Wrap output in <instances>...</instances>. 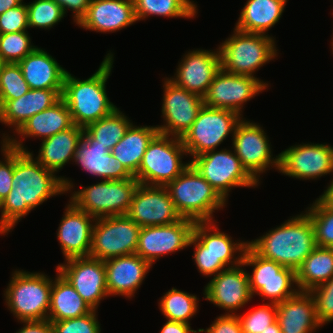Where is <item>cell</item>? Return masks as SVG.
I'll return each mask as SVG.
<instances>
[{"label": "cell", "mask_w": 333, "mask_h": 333, "mask_svg": "<svg viewBox=\"0 0 333 333\" xmlns=\"http://www.w3.org/2000/svg\"><path fill=\"white\" fill-rule=\"evenodd\" d=\"M4 62L2 61L1 59V56H0V68L3 66Z\"/></svg>", "instance_id": "obj_56"}, {"label": "cell", "mask_w": 333, "mask_h": 333, "mask_svg": "<svg viewBox=\"0 0 333 333\" xmlns=\"http://www.w3.org/2000/svg\"><path fill=\"white\" fill-rule=\"evenodd\" d=\"M305 213L313 224L316 246L333 248V208L319 197Z\"/></svg>", "instance_id": "obj_39"}, {"label": "cell", "mask_w": 333, "mask_h": 333, "mask_svg": "<svg viewBox=\"0 0 333 333\" xmlns=\"http://www.w3.org/2000/svg\"><path fill=\"white\" fill-rule=\"evenodd\" d=\"M162 104L163 125H157L158 132L182 139L190 130L200 109L204 105L202 96L175 85L168 78L164 80Z\"/></svg>", "instance_id": "obj_15"}, {"label": "cell", "mask_w": 333, "mask_h": 333, "mask_svg": "<svg viewBox=\"0 0 333 333\" xmlns=\"http://www.w3.org/2000/svg\"><path fill=\"white\" fill-rule=\"evenodd\" d=\"M157 133L156 126L139 127L132 124L122 139L113 147L111 153L135 176L149 142Z\"/></svg>", "instance_id": "obj_34"}, {"label": "cell", "mask_w": 333, "mask_h": 333, "mask_svg": "<svg viewBox=\"0 0 333 333\" xmlns=\"http://www.w3.org/2000/svg\"><path fill=\"white\" fill-rule=\"evenodd\" d=\"M140 230L127 215L96 218L89 256L105 261L135 254Z\"/></svg>", "instance_id": "obj_11"}, {"label": "cell", "mask_w": 333, "mask_h": 333, "mask_svg": "<svg viewBox=\"0 0 333 333\" xmlns=\"http://www.w3.org/2000/svg\"><path fill=\"white\" fill-rule=\"evenodd\" d=\"M73 125L69 108L61 98L50 108L30 117L16 133L22 136V140L30 136L41 137L43 140L67 130Z\"/></svg>", "instance_id": "obj_33"}, {"label": "cell", "mask_w": 333, "mask_h": 333, "mask_svg": "<svg viewBox=\"0 0 333 333\" xmlns=\"http://www.w3.org/2000/svg\"><path fill=\"white\" fill-rule=\"evenodd\" d=\"M262 258L296 271L317 247L313 224L306 213L288 219L265 235L248 241Z\"/></svg>", "instance_id": "obj_2"}, {"label": "cell", "mask_w": 333, "mask_h": 333, "mask_svg": "<svg viewBox=\"0 0 333 333\" xmlns=\"http://www.w3.org/2000/svg\"><path fill=\"white\" fill-rule=\"evenodd\" d=\"M65 261L66 264H58L59 273L93 310H97L100 301L109 296L104 261L91 256L73 257Z\"/></svg>", "instance_id": "obj_17"}, {"label": "cell", "mask_w": 333, "mask_h": 333, "mask_svg": "<svg viewBox=\"0 0 333 333\" xmlns=\"http://www.w3.org/2000/svg\"><path fill=\"white\" fill-rule=\"evenodd\" d=\"M199 330H193L190 324L176 321H166L160 330V333H197Z\"/></svg>", "instance_id": "obj_52"}, {"label": "cell", "mask_w": 333, "mask_h": 333, "mask_svg": "<svg viewBox=\"0 0 333 333\" xmlns=\"http://www.w3.org/2000/svg\"><path fill=\"white\" fill-rule=\"evenodd\" d=\"M299 291H310L333 276V248L316 247L295 271Z\"/></svg>", "instance_id": "obj_35"}, {"label": "cell", "mask_w": 333, "mask_h": 333, "mask_svg": "<svg viewBox=\"0 0 333 333\" xmlns=\"http://www.w3.org/2000/svg\"><path fill=\"white\" fill-rule=\"evenodd\" d=\"M108 53L98 70L89 78L80 80L66 73L61 98L65 101L75 125L85 128L90 123L111 114L117 107L110 102L106 82L114 62Z\"/></svg>", "instance_id": "obj_3"}, {"label": "cell", "mask_w": 333, "mask_h": 333, "mask_svg": "<svg viewBox=\"0 0 333 333\" xmlns=\"http://www.w3.org/2000/svg\"><path fill=\"white\" fill-rule=\"evenodd\" d=\"M23 327L16 333H54L51 321H22Z\"/></svg>", "instance_id": "obj_51"}, {"label": "cell", "mask_w": 333, "mask_h": 333, "mask_svg": "<svg viewBox=\"0 0 333 333\" xmlns=\"http://www.w3.org/2000/svg\"><path fill=\"white\" fill-rule=\"evenodd\" d=\"M66 14L67 9L72 11L74 22L77 24L85 15L91 0H54Z\"/></svg>", "instance_id": "obj_50"}, {"label": "cell", "mask_w": 333, "mask_h": 333, "mask_svg": "<svg viewBox=\"0 0 333 333\" xmlns=\"http://www.w3.org/2000/svg\"><path fill=\"white\" fill-rule=\"evenodd\" d=\"M193 235L206 247L207 252L220 258L228 268L242 264L243 254L248 246L247 241L235 243L232 237L219 231L213 221L195 222ZM237 252L239 255L235 257Z\"/></svg>", "instance_id": "obj_30"}, {"label": "cell", "mask_w": 333, "mask_h": 333, "mask_svg": "<svg viewBox=\"0 0 333 333\" xmlns=\"http://www.w3.org/2000/svg\"><path fill=\"white\" fill-rule=\"evenodd\" d=\"M268 83L249 75H238L220 69L203 97L204 105L227 109L243 116L245 102L267 89Z\"/></svg>", "instance_id": "obj_14"}, {"label": "cell", "mask_w": 333, "mask_h": 333, "mask_svg": "<svg viewBox=\"0 0 333 333\" xmlns=\"http://www.w3.org/2000/svg\"><path fill=\"white\" fill-rule=\"evenodd\" d=\"M196 295L172 288L160 299L159 308L168 321L190 324L189 320L198 310Z\"/></svg>", "instance_id": "obj_38"}, {"label": "cell", "mask_w": 333, "mask_h": 333, "mask_svg": "<svg viewBox=\"0 0 333 333\" xmlns=\"http://www.w3.org/2000/svg\"><path fill=\"white\" fill-rule=\"evenodd\" d=\"M52 279L44 273L16 270L5 289L7 308L20 321L47 320Z\"/></svg>", "instance_id": "obj_5"}, {"label": "cell", "mask_w": 333, "mask_h": 333, "mask_svg": "<svg viewBox=\"0 0 333 333\" xmlns=\"http://www.w3.org/2000/svg\"><path fill=\"white\" fill-rule=\"evenodd\" d=\"M190 163L225 200L232 187H254L259 184L231 150L208 151L194 157Z\"/></svg>", "instance_id": "obj_12"}, {"label": "cell", "mask_w": 333, "mask_h": 333, "mask_svg": "<svg viewBox=\"0 0 333 333\" xmlns=\"http://www.w3.org/2000/svg\"><path fill=\"white\" fill-rule=\"evenodd\" d=\"M206 333H243L237 315H221L210 325L209 328L199 329Z\"/></svg>", "instance_id": "obj_49"}, {"label": "cell", "mask_w": 333, "mask_h": 333, "mask_svg": "<svg viewBox=\"0 0 333 333\" xmlns=\"http://www.w3.org/2000/svg\"><path fill=\"white\" fill-rule=\"evenodd\" d=\"M97 310L78 318L51 321L54 333H101Z\"/></svg>", "instance_id": "obj_46"}, {"label": "cell", "mask_w": 333, "mask_h": 333, "mask_svg": "<svg viewBox=\"0 0 333 333\" xmlns=\"http://www.w3.org/2000/svg\"><path fill=\"white\" fill-rule=\"evenodd\" d=\"M279 172L303 180L333 173V146L319 143L291 146L280 153Z\"/></svg>", "instance_id": "obj_19"}, {"label": "cell", "mask_w": 333, "mask_h": 333, "mask_svg": "<svg viewBox=\"0 0 333 333\" xmlns=\"http://www.w3.org/2000/svg\"><path fill=\"white\" fill-rule=\"evenodd\" d=\"M220 69L221 58L219 49L214 52L196 49L184 55L174 78L168 79L175 85L204 97Z\"/></svg>", "instance_id": "obj_21"}, {"label": "cell", "mask_w": 333, "mask_h": 333, "mask_svg": "<svg viewBox=\"0 0 333 333\" xmlns=\"http://www.w3.org/2000/svg\"><path fill=\"white\" fill-rule=\"evenodd\" d=\"M73 160L93 176L103 180L135 178L105 146L80 140Z\"/></svg>", "instance_id": "obj_27"}, {"label": "cell", "mask_w": 333, "mask_h": 333, "mask_svg": "<svg viewBox=\"0 0 333 333\" xmlns=\"http://www.w3.org/2000/svg\"><path fill=\"white\" fill-rule=\"evenodd\" d=\"M136 21L134 0H91L77 25L90 31L112 33Z\"/></svg>", "instance_id": "obj_23"}, {"label": "cell", "mask_w": 333, "mask_h": 333, "mask_svg": "<svg viewBox=\"0 0 333 333\" xmlns=\"http://www.w3.org/2000/svg\"><path fill=\"white\" fill-rule=\"evenodd\" d=\"M315 301L318 321L324 325L333 321V276L309 291Z\"/></svg>", "instance_id": "obj_45"}, {"label": "cell", "mask_w": 333, "mask_h": 333, "mask_svg": "<svg viewBox=\"0 0 333 333\" xmlns=\"http://www.w3.org/2000/svg\"><path fill=\"white\" fill-rule=\"evenodd\" d=\"M166 188L181 217L195 222L215 221L213 212L223 209L227 201L191 164Z\"/></svg>", "instance_id": "obj_4"}, {"label": "cell", "mask_w": 333, "mask_h": 333, "mask_svg": "<svg viewBox=\"0 0 333 333\" xmlns=\"http://www.w3.org/2000/svg\"><path fill=\"white\" fill-rule=\"evenodd\" d=\"M320 198L331 208H333V179Z\"/></svg>", "instance_id": "obj_53"}, {"label": "cell", "mask_w": 333, "mask_h": 333, "mask_svg": "<svg viewBox=\"0 0 333 333\" xmlns=\"http://www.w3.org/2000/svg\"><path fill=\"white\" fill-rule=\"evenodd\" d=\"M26 6L29 28L51 29L65 16L63 9L54 0H35Z\"/></svg>", "instance_id": "obj_40"}, {"label": "cell", "mask_w": 333, "mask_h": 333, "mask_svg": "<svg viewBox=\"0 0 333 333\" xmlns=\"http://www.w3.org/2000/svg\"><path fill=\"white\" fill-rule=\"evenodd\" d=\"M23 0H0V15L5 11L21 5Z\"/></svg>", "instance_id": "obj_54"}, {"label": "cell", "mask_w": 333, "mask_h": 333, "mask_svg": "<svg viewBox=\"0 0 333 333\" xmlns=\"http://www.w3.org/2000/svg\"><path fill=\"white\" fill-rule=\"evenodd\" d=\"M193 245L194 254L193 259L197 266V269L203 276H215L219 272L227 269L228 267L218 258L210 252L206 251V247L192 234L189 245Z\"/></svg>", "instance_id": "obj_44"}, {"label": "cell", "mask_w": 333, "mask_h": 333, "mask_svg": "<svg viewBox=\"0 0 333 333\" xmlns=\"http://www.w3.org/2000/svg\"><path fill=\"white\" fill-rule=\"evenodd\" d=\"M232 141L233 152L258 183L260 174L270 169V166L279 171L280 154L276 158L272 157L268 136L257 123L242 118L236 126Z\"/></svg>", "instance_id": "obj_13"}, {"label": "cell", "mask_w": 333, "mask_h": 333, "mask_svg": "<svg viewBox=\"0 0 333 333\" xmlns=\"http://www.w3.org/2000/svg\"><path fill=\"white\" fill-rule=\"evenodd\" d=\"M127 216L141 228L168 225L182 219L165 186L141 183L133 193Z\"/></svg>", "instance_id": "obj_16"}, {"label": "cell", "mask_w": 333, "mask_h": 333, "mask_svg": "<svg viewBox=\"0 0 333 333\" xmlns=\"http://www.w3.org/2000/svg\"><path fill=\"white\" fill-rule=\"evenodd\" d=\"M261 333H282L279 323L276 320L273 324L269 325L267 329Z\"/></svg>", "instance_id": "obj_55"}, {"label": "cell", "mask_w": 333, "mask_h": 333, "mask_svg": "<svg viewBox=\"0 0 333 333\" xmlns=\"http://www.w3.org/2000/svg\"><path fill=\"white\" fill-rule=\"evenodd\" d=\"M194 224V220L182 218L168 225L142 227L136 254L153 265L161 256L187 248Z\"/></svg>", "instance_id": "obj_18"}, {"label": "cell", "mask_w": 333, "mask_h": 333, "mask_svg": "<svg viewBox=\"0 0 333 333\" xmlns=\"http://www.w3.org/2000/svg\"><path fill=\"white\" fill-rule=\"evenodd\" d=\"M138 184L136 178L102 180L74 191L70 201L94 218L127 215Z\"/></svg>", "instance_id": "obj_8"}, {"label": "cell", "mask_w": 333, "mask_h": 333, "mask_svg": "<svg viewBox=\"0 0 333 333\" xmlns=\"http://www.w3.org/2000/svg\"><path fill=\"white\" fill-rule=\"evenodd\" d=\"M276 306V320L282 333H312L322 326L316 315L315 301L308 291H298Z\"/></svg>", "instance_id": "obj_26"}, {"label": "cell", "mask_w": 333, "mask_h": 333, "mask_svg": "<svg viewBox=\"0 0 333 333\" xmlns=\"http://www.w3.org/2000/svg\"><path fill=\"white\" fill-rule=\"evenodd\" d=\"M35 48L27 31L0 34V56L4 63H18Z\"/></svg>", "instance_id": "obj_41"}, {"label": "cell", "mask_w": 333, "mask_h": 333, "mask_svg": "<svg viewBox=\"0 0 333 333\" xmlns=\"http://www.w3.org/2000/svg\"><path fill=\"white\" fill-rule=\"evenodd\" d=\"M242 267L240 264L219 272L204 288V299L228 311L226 315H236L235 311L253 298L248 273Z\"/></svg>", "instance_id": "obj_20"}, {"label": "cell", "mask_w": 333, "mask_h": 333, "mask_svg": "<svg viewBox=\"0 0 333 333\" xmlns=\"http://www.w3.org/2000/svg\"><path fill=\"white\" fill-rule=\"evenodd\" d=\"M56 278L52 281L50 309L47 319L61 321L78 318L92 312L93 309L77 293L71 283L64 278L56 267Z\"/></svg>", "instance_id": "obj_31"}, {"label": "cell", "mask_w": 333, "mask_h": 333, "mask_svg": "<svg viewBox=\"0 0 333 333\" xmlns=\"http://www.w3.org/2000/svg\"><path fill=\"white\" fill-rule=\"evenodd\" d=\"M1 152L3 153L4 162L0 160V203L5 200L10 193L13 185L14 171V148L7 142L1 141Z\"/></svg>", "instance_id": "obj_48"}, {"label": "cell", "mask_w": 333, "mask_h": 333, "mask_svg": "<svg viewBox=\"0 0 333 333\" xmlns=\"http://www.w3.org/2000/svg\"><path fill=\"white\" fill-rule=\"evenodd\" d=\"M28 28V10L24 2L0 15V34L27 31Z\"/></svg>", "instance_id": "obj_47"}, {"label": "cell", "mask_w": 333, "mask_h": 333, "mask_svg": "<svg viewBox=\"0 0 333 333\" xmlns=\"http://www.w3.org/2000/svg\"><path fill=\"white\" fill-rule=\"evenodd\" d=\"M187 155L182 139L157 133L149 142L137 174L139 183L153 186H167L191 163H182Z\"/></svg>", "instance_id": "obj_7"}, {"label": "cell", "mask_w": 333, "mask_h": 333, "mask_svg": "<svg viewBox=\"0 0 333 333\" xmlns=\"http://www.w3.org/2000/svg\"><path fill=\"white\" fill-rule=\"evenodd\" d=\"M30 90L18 63H4L0 68V100H14Z\"/></svg>", "instance_id": "obj_42"}, {"label": "cell", "mask_w": 333, "mask_h": 333, "mask_svg": "<svg viewBox=\"0 0 333 333\" xmlns=\"http://www.w3.org/2000/svg\"><path fill=\"white\" fill-rule=\"evenodd\" d=\"M242 120L238 113L203 105L190 130L182 138L186 152L192 158L217 147L235 132L237 124Z\"/></svg>", "instance_id": "obj_10"}, {"label": "cell", "mask_w": 333, "mask_h": 333, "mask_svg": "<svg viewBox=\"0 0 333 333\" xmlns=\"http://www.w3.org/2000/svg\"><path fill=\"white\" fill-rule=\"evenodd\" d=\"M242 264L254 267L251 275L248 272L250 290L253 296L264 297L263 301L266 298L270 303L278 304L299 291L294 286L297 284L294 270L262 258L249 245L244 251Z\"/></svg>", "instance_id": "obj_9"}, {"label": "cell", "mask_w": 333, "mask_h": 333, "mask_svg": "<svg viewBox=\"0 0 333 333\" xmlns=\"http://www.w3.org/2000/svg\"><path fill=\"white\" fill-rule=\"evenodd\" d=\"M63 89H30L14 100H0V122L17 132L33 115L61 99Z\"/></svg>", "instance_id": "obj_25"}, {"label": "cell", "mask_w": 333, "mask_h": 333, "mask_svg": "<svg viewBox=\"0 0 333 333\" xmlns=\"http://www.w3.org/2000/svg\"><path fill=\"white\" fill-rule=\"evenodd\" d=\"M233 35L219 46L221 68L238 75L254 77V72L277 57L275 40L264 34L234 29Z\"/></svg>", "instance_id": "obj_6"}, {"label": "cell", "mask_w": 333, "mask_h": 333, "mask_svg": "<svg viewBox=\"0 0 333 333\" xmlns=\"http://www.w3.org/2000/svg\"><path fill=\"white\" fill-rule=\"evenodd\" d=\"M190 0H134L135 16L137 21L145 20L150 15L163 17L193 18L197 5Z\"/></svg>", "instance_id": "obj_37"}, {"label": "cell", "mask_w": 333, "mask_h": 333, "mask_svg": "<svg viewBox=\"0 0 333 333\" xmlns=\"http://www.w3.org/2000/svg\"><path fill=\"white\" fill-rule=\"evenodd\" d=\"M287 0H248L244 5L235 29L264 34L281 18Z\"/></svg>", "instance_id": "obj_32"}, {"label": "cell", "mask_w": 333, "mask_h": 333, "mask_svg": "<svg viewBox=\"0 0 333 333\" xmlns=\"http://www.w3.org/2000/svg\"><path fill=\"white\" fill-rule=\"evenodd\" d=\"M132 124L127 116L116 108L108 116L87 125L82 137L89 144H99L111 151Z\"/></svg>", "instance_id": "obj_36"}, {"label": "cell", "mask_w": 333, "mask_h": 333, "mask_svg": "<svg viewBox=\"0 0 333 333\" xmlns=\"http://www.w3.org/2000/svg\"><path fill=\"white\" fill-rule=\"evenodd\" d=\"M109 296L131 298L143 283L152 265L139 255L130 254L104 261Z\"/></svg>", "instance_id": "obj_24"}, {"label": "cell", "mask_w": 333, "mask_h": 333, "mask_svg": "<svg viewBox=\"0 0 333 333\" xmlns=\"http://www.w3.org/2000/svg\"><path fill=\"white\" fill-rule=\"evenodd\" d=\"M243 333H261L273 324L277 319V306L273 303H265L249 312L238 315Z\"/></svg>", "instance_id": "obj_43"}, {"label": "cell", "mask_w": 333, "mask_h": 333, "mask_svg": "<svg viewBox=\"0 0 333 333\" xmlns=\"http://www.w3.org/2000/svg\"><path fill=\"white\" fill-rule=\"evenodd\" d=\"M18 65L30 89H63L67 70L45 50L36 47Z\"/></svg>", "instance_id": "obj_28"}, {"label": "cell", "mask_w": 333, "mask_h": 333, "mask_svg": "<svg viewBox=\"0 0 333 333\" xmlns=\"http://www.w3.org/2000/svg\"><path fill=\"white\" fill-rule=\"evenodd\" d=\"M83 130L84 128L74 124L67 130L43 139L35 159L56 174L69 160H73Z\"/></svg>", "instance_id": "obj_29"}, {"label": "cell", "mask_w": 333, "mask_h": 333, "mask_svg": "<svg viewBox=\"0 0 333 333\" xmlns=\"http://www.w3.org/2000/svg\"><path fill=\"white\" fill-rule=\"evenodd\" d=\"M95 221L96 218L69 202L57 231L65 259L89 256L94 227L92 223Z\"/></svg>", "instance_id": "obj_22"}, {"label": "cell", "mask_w": 333, "mask_h": 333, "mask_svg": "<svg viewBox=\"0 0 333 333\" xmlns=\"http://www.w3.org/2000/svg\"><path fill=\"white\" fill-rule=\"evenodd\" d=\"M11 137L3 134L2 139L14 148L13 187L0 203V234L3 235L10 232L32 209L52 196L68 192L74 185L68 178L57 177L41 165L32 152L24 148L21 140Z\"/></svg>", "instance_id": "obj_1"}]
</instances>
